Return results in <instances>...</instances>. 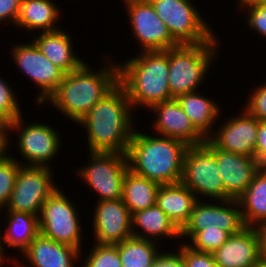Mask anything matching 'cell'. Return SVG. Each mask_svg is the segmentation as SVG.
Listing matches in <instances>:
<instances>
[{"instance_id":"cb8c5ba5","label":"cell","mask_w":266,"mask_h":267,"mask_svg":"<svg viewBox=\"0 0 266 267\" xmlns=\"http://www.w3.org/2000/svg\"><path fill=\"white\" fill-rule=\"evenodd\" d=\"M199 90L179 95L176 99L189 117L194 128L207 139L213 132L216 121L222 115L219 103L215 99L204 96Z\"/></svg>"},{"instance_id":"5b68a950","label":"cell","mask_w":266,"mask_h":267,"mask_svg":"<svg viewBox=\"0 0 266 267\" xmlns=\"http://www.w3.org/2000/svg\"><path fill=\"white\" fill-rule=\"evenodd\" d=\"M219 44V42H205L168 49V84L173 98L197 91L201 85L203 86V81L208 79L209 68L220 55L217 51L220 50Z\"/></svg>"},{"instance_id":"ee69618b","label":"cell","mask_w":266,"mask_h":267,"mask_svg":"<svg viewBox=\"0 0 266 267\" xmlns=\"http://www.w3.org/2000/svg\"><path fill=\"white\" fill-rule=\"evenodd\" d=\"M0 131H7V124L0 118Z\"/></svg>"},{"instance_id":"2e32d148","label":"cell","mask_w":266,"mask_h":267,"mask_svg":"<svg viewBox=\"0 0 266 267\" xmlns=\"http://www.w3.org/2000/svg\"><path fill=\"white\" fill-rule=\"evenodd\" d=\"M92 239L98 244H118L132 237V214L122 199L96 201Z\"/></svg>"},{"instance_id":"9c48e42d","label":"cell","mask_w":266,"mask_h":267,"mask_svg":"<svg viewBox=\"0 0 266 267\" xmlns=\"http://www.w3.org/2000/svg\"><path fill=\"white\" fill-rule=\"evenodd\" d=\"M201 200H225V189L215 158V146L206 139L200 145L188 146L180 181Z\"/></svg>"},{"instance_id":"5bb4252c","label":"cell","mask_w":266,"mask_h":267,"mask_svg":"<svg viewBox=\"0 0 266 267\" xmlns=\"http://www.w3.org/2000/svg\"><path fill=\"white\" fill-rule=\"evenodd\" d=\"M216 227L230 235L247 227L238 200H199L191 212L189 221L181 229V239L184 238L183 243H186V238L189 240L196 232Z\"/></svg>"},{"instance_id":"60d3db41","label":"cell","mask_w":266,"mask_h":267,"mask_svg":"<svg viewBox=\"0 0 266 267\" xmlns=\"http://www.w3.org/2000/svg\"><path fill=\"white\" fill-rule=\"evenodd\" d=\"M7 154V131H0V159Z\"/></svg>"},{"instance_id":"277c9868","label":"cell","mask_w":266,"mask_h":267,"mask_svg":"<svg viewBox=\"0 0 266 267\" xmlns=\"http://www.w3.org/2000/svg\"><path fill=\"white\" fill-rule=\"evenodd\" d=\"M118 68L119 83L126 90L134 113L174 99L168 84V49L139 52L123 63L119 61Z\"/></svg>"},{"instance_id":"d590c367","label":"cell","mask_w":266,"mask_h":267,"mask_svg":"<svg viewBox=\"0 0 266 267\" xmlns=\"http://www.w3.org/2000/svg\"><path fill=\"white\" fill-rule=\"evenodd\" d=\"M180 242L186 267H210L215 262L212 253L195 251L183 241L180 240Z\"/></svg>"},{"instance_id":"f35d334b","label":"cell","mask_w":266,"mask_h":267,"mask_svg":"<svg viewBox=\"0 0 266 267\" xmlns=\"http://www.w3.org/2000/svg\"><path fill=\"white\" fill-rule=\"evenodd\" d=\"M255 159L262 167H266V121H259L255 146Z\"/></svg>"},{"instance_id":"52a82bcc","label":"cell","mask_w":266,"mask_h":267,"mask_svg":"<svg viewBox=\"0 0 266 267\" xmlns=\"http://www.w3.org/2000/svg\"><path fill=\"white\" fill-rule=\"evenodd\" d=\"M149 1L179 45L220 42V35L214 34L216 31L214 32L209 21L201 15L200 9L194 5V0Z\"/></svg>"},{"instance_id":"f6af8a7d","label":"cell","mask_w":266,"mask_h":267,"mask_svg":"<svg viewBox=\"0 0 266 267\" xmlns=\"http://www.w3.org/2000/svg\"><path fill=\"white\" fill-rule=\"evenodd\" d=\"M255 267H266V260H261Z\"/></svg>"},{"instance_id":"7c38bea8","label":"cell","mask_w":266,"mask_h":267,"mask_svg":"<svg viewBox=\"0 0 266 267\" xmlns=\"http://www.w3.org/2000/svg\"><path fill=\"white\" fill-rule=\"evenodd\" d=\"M25 43H14L8 54L19 69L18 72L27 75L37 85L39 91L34 99L35 105L43 106L59 87L65 73L45 57L32 40Z\"/></svg>"},{"instance_id":"83f0119b","label":"cell","mask_w":266,"mask_h":267,"mask_svg":"<svg viewBox=\"0 0 266 267\" xmlns=\"http://www.w3.org/2000/svg\"><path fill=\"white\" fill-rule=\"evenodd\" d=\"M248 227L266 221V167L256 173L248 189L237 199Z\"/></svg>"},{"instance_id":"f546056e","label":"cell","mask_w":266,"mask_h":267,"mask_svg":"<svg viewBox=\"0 0 266 267\" xmlns=\"http://www.w3.org/2000/svg\"><path fill=\"white\" fill-rule=\"evenodd\" d=\"M91 246L85 259L81 258V267H122L117 244L94 243Z\"/></svg>"},{"instance_id":"3957f363","label":"cell","mask_w":266,"mask_h":267,"mask_svg":"<svg viewBox=\"0 0 266 267\" xmlns=\"http://www.w3.org/2000/svg\"><path fill=\"white\" fill-rule=\"evenodd\" d=\"M137 127L126 153L128 168L160 185L179 183L188 145L178 139L159 137L153 132H140Z\"/></svg>"},{"instance_id":"e0dca14e","label":"cell","mask_w":266,"mask_h":267,"mask_svg":"<svg viewBox=\"0 0 266 267\" xmlns=\"http://www.w3.org/2000/svg\"><path fill=\"white\" fill-rule=\"evenodd\" d=\"M82 251L58 243L39 233L21 252L23 257L20 260L22 261L20 262V260L18 261L19 258L12 257V264L14 267H77L78 262H81V257H84L83 254H85L84 250Z\"/></svg>"},{"instance_id":"e575fe53","label":"cell","mask_w":266,"mask_h":267,"mask_svg":"<svg viewBox=\"0 0 266 267\" xmlns=\"http://www.w3.org/2000/svg\"><path fill=\"white\" fill-rule=\"evenodd\" d=\"M251 91L242 108L258 121H266V82L253 86Z\"/></svg>"},{"instance_id":"4dcf8cb0","label":"cell","mask_w":266,"mask_h":267,"mask_svg":"<svg viewBox=\"0 0 266 267\" xmlns=\"http://www.w3.org/2000/svg\"><path fill=\"white\" fill-rule=\"evenodd\" d=\"M20 165L9 150L0 159V209L2 210L10 200Z\"/></svg>"},{"instance_id":"836d02e7","label":"cell","mask_w":266,"mask_h":267,"mask_svg":"<svg viewBox=\"0 0 266 267\" xmlns=\"http://www.w3.org/2000/svg\"><path fill=\"white\" fill-rule=\"evenodd\" d=\"M238 11L245 15L246 26L251 30L258 33L259 37L262 36L266 40V4L264 3H245L237 5ZM244 11V12H243Z\"/></svg>"},{"instance_id":"d6986e66","label":"cell","mask_w":266,"mask_h":267,"mask_svg":"<svg viewBox=\"0 0 266 267\" xmlns=\"http://www.w3.org/2000/svg\"><path fill=\"white\" fill-rule=\"evenodd\" d=\"M215 158L225 189V200H237L262 167L255 157L235 154L215 147Z\"/></svg>"},{"instance_id":"8fae6325","label":"cell","mask_w":266,"mask_h":267,"mask_svg":"<svg viewBox=\"0 0 266 267\" xmlns=\"http://www.w3.org/2000/svg\"><path fill=\"white\" fill-rule=\"evenodd\" d=\"M53 169L20 165L15 185L5 211L26 212L39 216L44 202L58 188Z\"/></svg>"},{"instance_id":"4316f807","label":"cell","mask_w":266,"mask_h":267,"mask_svg":"<svg viewBox=\"0 0 266 267\" xmlns=\"http://www.w3.org/2000/svg\"><path fill=\"white\" fill-rule=\"evenodd\" d=\"M160 184L132 172H126L122 200L130 213L140 211L156 205Z\"/></svg>"},{"instance_id":"d4e9b609","label":"cell","mask_w":266,"mask_h":267,"mask_svg":"<svg viewBox=\"0 0 266 267\" xmlns=\"http://www.w3.org/2000/svg\"><path fill=\"white\" fill-rule=\"evenodd\" d=\"M199 199L181 182L160 185L156 205L181 230L189 221L191 212Z\"/></svg>"},{"instance_id":"7402d4cb","label":"cell","mask_w":266,"mask_h":267,"mask_svg":"<svg viewBox=\"0 0 266 267\" xmlns=\"http://www.w3.org/2000/svg\"><path fill=\"white\" fill-rule=\"evenodd\" d=\"M132 237L161 243V239H181V230L157 206L132 213Z\"/></svg>"},{"instance_id":"603a6c76","label":"cell","mask_w":266,"mask_h":267,"mask_svg":"<svg viewBox=\"0 0 266 267\" xmlns=\"http://www.w3.org/2000/svg\"><path fill=\"white\" fill-rule=\"evenodd\" d=\"M60 7L53 0H22L15 26L25 32H48L62 28ZM59 26V27H58ZM39 30V31H38Z\"/></svg>"},{"instance_id":"44dd1931","label":"cell","mask_w":266,"mask_h":267,"mask_svg":"<svg viewBox=\"0 0 266 267\" xmlns=\"http://www.w3.org/2000/svg\"><path fill=\"white\" fill-rule=\"evenodd\" d=\"M32 40L39 50L47 57L55 66L68 74L78 69L85 61L82 57H78L74 50L71 34L66 29H58L48 32H38L34 34ZM73 40V41H72Z\"/></svg>"},{"instance_id":"d6a6232c","label":"cell","mask_w":266,"mask_h":267,"mask_svg":"<svg viewBox=\"0 0 266 267\" xmlns=\"http://www.w3.org/2000/svg\"><path fill=\"white\" fill-rule=\"evenodd\" d=\"M1 76V75H0ZM6 80V81H5ZM8 84L7 79L0 77V118L6 123L14 121L22 113L16 91Z\"/></svg>"},{"instance_id":"74e56055","label":"cell","mask_w":266,"mask_h":267,"mask_svg":"<svg viewBox=\"0 0 266 267\" xmlns=\"http://www.w3.org/2000/svg\"><path fill=\"white\" fill-rule=\"evenodd\" d=\"M22 0H0V24L15 26Z\"/></svg>"},{"instance_id":"8d00e7d4","label":"cell","mask_w":266,"mask_h":267,"mask_svg":"<svg viewBox=\"0 0 266 267\" xmlns=\"http://www.w3.org/2000/svg\"><path fill=\"white\" fill-rule=\"evenodd\" d=\"M177 247L178 251L175 247L172 248L173 251L168 250L166 252V250H164V252H161V250H159L151 267H186L183 253L180 250V243Z\"/></svg>"},{"instance_id":"30bf717a","label":"cell","mask_w":266,"mask_h":267,"mask_svg":"<svg viewBox=\"0 0 266 267\" xmlns=\"http://www.w3.org/2000/svg\"><path fill=\"white\" fill-rule=\"evenodd\" d=\"M87 158V166L78 167L75 172L98 195L95 201L121 199L128 170L126 154L89 152Z\"/></svg>"},{"instance_id":"ba28073f","label":"cell","mask_w":266,"mask_h":267,"mask_svg":"<svg viewBox=\"0 0 266 267\" xmlns=\"http://www.w3.org/2000/svg\"><path fill=\"white\" fill-rule=\"evenodd\" d=\"M58 187L44 202L38 216L40 234L58 243L82 250L84 237L77 202ZM78 211V212H77Z\"/></svg>"},{"instance_id":"f1b7e54d","label":"cell","mask_w":266,"mask_h":267,"mask_svg":"<svg viewBox=\"0 0 266 267\" xmlns=\"http://www.w3.org/2000/svg\"><path fill=\"white\" fill-rule=\"evenodd\" d=\"M158 242L131 237L118 243L122 267H151L161 248Z\"/></svg>"},{"instance_id":"ffe728a7","label":"cell","mask_w":266,"mask_h":267,"mask_svg":"<svg viewBox=\"0 0 266 267\" xmlns=\"http://www.w3.org/2000/svg\"><path fill=\"white\" fill-rule=\"evenodd\" d=\"M221 267H255L261 260L260 242L255 227H245L232 234L213 253Z\"/></svg>"},{"instance_id":"1f68e13d","label":"cell","mask_w":266,"mask_h":267,"mask_svg":"<svg viewBox=\"0 0 266 267\" xmlns=\"http://www.w3.org/2000/svg\"><path fill=\"white\" fill-rule=\"evenodd\" d=\"M230 234L219 227L205 228L196 232L185 244L198 252L213 253L223 243H225Z\"/></svg>"},{"instance_id":"9a60e30c","label":"cell","mask_w":266,"mask_h":267,"mask_svg":"<svg viewBox=\"0 0 266 267\" xmlns=\"http://www.w3.org/2000/svg\"><path fill=\"white\" fill-rule=\"evenodd\" d=\"M239 111L236 117L221 119L207 139L218 149L255 157L259 121L244 108Z\"/></svg>"},{"instance_id":"b9f144b4","label":"cell","mask_w":266,"mask_h":267,"mask_svg":"<svg viewBox=\"0 0 266 267\" xmlns=\"http://www.w3.org/2000/svg\"><path fill=\"white\" fill-rule=\"evenodd\" d=\"M1 212H3L2 211V209H0V214H1ZM3 227V225L0 227V229ZM2 232L3 231H1L0 230V259L6 264H10L11 262H12V259H11V256H10V258L8 257V253H6V255L3 253V246H2ZM10 261V262H9Z\"/></svg>"},{"instance_id":"6da1fadb","label":"cell","mask_w":266,"mask_h":267,"mask_svg":"<svg viewBox=\"0 0 266 267\" xmlns=\"http://www.w3.org/2000/svg\"><path fill=\"white\" fill-rule=\"evenodd\" d=\"M134 110L118 83L78 122L86 131L89 152L126 154L136 128Z\"/></svg>"},{"instance_id":"bcb514c9","label":"cell","mask_w":266,"mask_h":267,"mask_svg":"<svg viewBox=\"0 0 266 267\" xmlns=\"http://www.w3.org/2000/svg\"><path fill=\"white\" fill-rule=\"evenodd\" d=\"M210 267H221L218 263L214 262Z\"/></svg>"},{"instance_id":"8992f818","label":"cell","mask_w":266,"mask_h":267,"mask_svg":"<svg viewBox=\"0 0 266 267\" xmlns=\"http://www.w3.org/2000/svg\"><path fill=\"white\" fill-rule=\"evenodd\" d=\"M23 116L21 114L7 124V150L10 151L9 147L13 144L10 138L13 137L11 133H16L14 136L18 135V141H16L15 149L19 148L16 151H19L24 161L22 158H20V161L18 158H15V160L21 165L43 166L53 169L50 165L52 164L51 161L53 162L54 158L59 155L58 153L63 145L60 132L52 125L40 121L39 123L38 121H29L26 124Z\"/></svg>"},{"instance_id":"7bdbcfd3","label":"cell","mask_w":266,"mask_h":267,"mask_svg":"<svg viewBox=\"0 0 266 267\" xmlns=\"http://www.w3.org/2000/svg\"><path fill=\"white\" fill-rule=\"evenodd\" d=\"M237 5H242L245 3H264L266 4V0H237Z\"/></svg>"},{"instance_id":"7dc6e473","label":"cell","mask_w":266,"mask_h":267,"mask_svg":"<svg viewBox=\"0 0 266 267\" xmlns=\"http://www.w3.org/2000/svg\"><path fill=\"white\" fill-rule=\"evenodd\" d=\"M6 265L1 259H0V267Z\"/></svg>"},{"instance_id":"484cf974","label":"cell","mask_w":266,"mask_h":267,"mask_svg":"<svg viewBox=\"0 0 266 267\" xmlns=\"http://www.w3.org/2000/svg\"><path fill=\"white\" fill-rule=\"evenodd\" d=\"M4 215L7 223L4 224V233L2 232L3 253L12 247L21 254L40 233L38 216L17 211H6Z\"/></svg>"},{"instance_id":"ab89813d","label":"cell","mask_w":266,"mask_h":267,"mask_svg":"<svg viewBox=\"0 0 266 267\" xmlns=\"http://www.w3.org/2000/svg\"><path fill=\"white\" fill-rule=\"evenodd\" d=\"M255 229L259 237L261 258L266 260V221L258 224Z\"/></svg>"},{"instance_id":"7a4b0ae2","label":"cell","mask_w":266,"mask_h":267,"mask_svg":"<svg viewBox=\"0 0 266 267\" xmlns=\"http://www.w3.org/2000/svg\"><path fill=\"white\" fill-rule=\"evenodd\" d=\"M105 59L97 70L84 62L78 69L65 74L59 87L43 105L51 104L77 124L119 83L118 61L111 56H105Z\"/></svg>"},{"instance_id":"ac0fdd59","label":"cell","mask_w":266,"mask_h":267,"mask_svg":"<svg viewBox=\"0 0 266 267\" xmlns=\"http://www.w3.org/2000/svg\"><path fill=\"white\" fill-rule=\"evenodd\" d=\"M147 111L156 116L150 124L155 135L178 139L188 146L205 143L206 139L191 124L176 98L155 104Z\"/></svg>"},{"instance_id":"4fadbf2b","label":"cell","mask_w":266,"mask_h":267,"mask_svg":"<svg viewBox=\"0 0 266 267\" xmlns=\"http://www.w3.org/2000/svg\"><path fill=\"white\" fill-rule=\"evenodd\" d=\"M121 1L128 15L132 36L140 46L139 52L163 51L179 46L149 0Z\"/></svg>"}]
</instances>
